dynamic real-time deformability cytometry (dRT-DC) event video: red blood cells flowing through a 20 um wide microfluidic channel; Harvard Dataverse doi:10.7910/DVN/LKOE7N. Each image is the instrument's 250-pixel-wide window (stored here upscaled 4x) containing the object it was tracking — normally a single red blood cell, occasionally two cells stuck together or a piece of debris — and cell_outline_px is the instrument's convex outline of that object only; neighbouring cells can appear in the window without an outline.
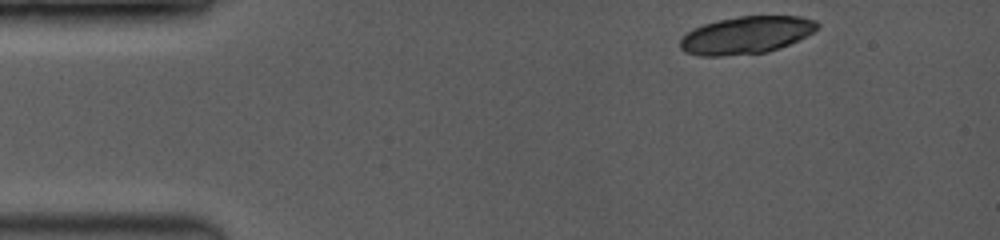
{"species": "common noctule bat (a hibernating species)", "species_latin": "Nyctalus noctula", "temperature_condition": "room temperature", "stored_images_in_passage": 4, "camera_frame_rate_fps": 3500, "um_per_image_px": 0.085, "animal": {"sex": "female", "body_mass_g": 19.0, "forearm_length_mm": 53.3}, "frame": {"image": 1, "passage_image": 1, "time_ms": 0.0, "image_size_px": [1000, 240], "cell_outline_px": [[820, 28], [780, 48], [768, 52], [724, 56], [700, 56], [684, 52], [680, 48], [680, 40], [688, 32], [704, 24], [720, 20], [740, 16], [800, 16], [816, 20], [820, 24]], "centroid_in_image_um": [63.44, 2.99], "position_along_channel_um": 21.6, "area_um2": 29.77}}